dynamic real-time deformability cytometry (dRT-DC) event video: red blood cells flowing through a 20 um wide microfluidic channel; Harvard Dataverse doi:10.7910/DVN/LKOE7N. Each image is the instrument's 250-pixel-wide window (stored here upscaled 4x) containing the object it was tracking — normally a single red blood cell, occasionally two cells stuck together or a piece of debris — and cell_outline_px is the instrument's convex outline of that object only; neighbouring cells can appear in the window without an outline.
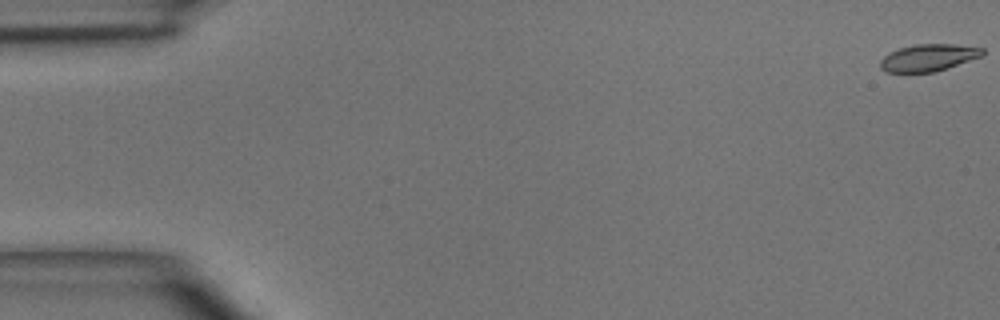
{"species": "common noctule bat (a hibernating species)", "species_latin": "Nyctalus noctula", "temperature_condition": "room temperature", "stored_images_in_passage": 4, "camera_frame_rate_fps": 3000, "um_per_image_px": 0.085, "animal": {"sex": "male", "body_mass_g": 15.6}, "frame": {"image": 1, "passage_image": 1, "time_ms": 0.0, "image_size_px": [1000, 320], "cell_outline_px": [[984, 52], [980, 56], [948, 68], [932, 72], [888, 72], [880, 68], [880, 60], [888, 52], [900, 48], [916, 44], [956, 44], [984, 48]], "centroid_in_image_um": [78.89, 4.89], "position_along_channel_um": 6.1, "area_um2": 16.01}}
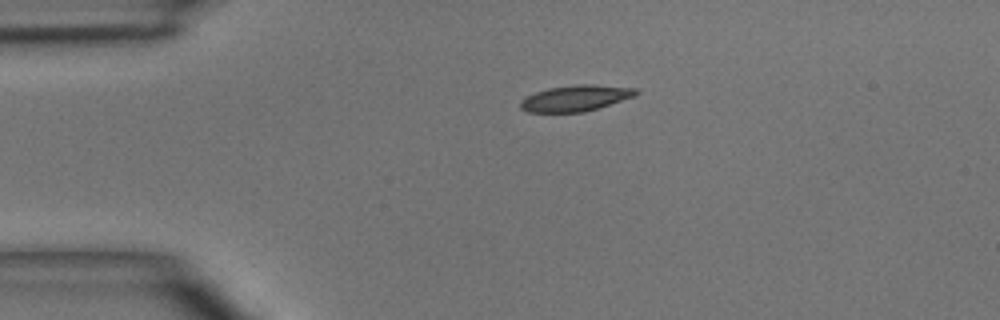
{"frame": {"image": 2, "passage_image": 4, "time_ms": 3.333, "image_size_px": [1000, 320], "cell_outline_px": [[640, 92], [636, 96], [584, 112], [528, 112], [520, 108], [520, 100], [536, 92], [548, 88], [580, 84], [592, 84], [636, 88]], "centroid_in_image_um": [48.95, 8.34], "position_along_channel_um": 36.1, "area_um2": 17.46}}